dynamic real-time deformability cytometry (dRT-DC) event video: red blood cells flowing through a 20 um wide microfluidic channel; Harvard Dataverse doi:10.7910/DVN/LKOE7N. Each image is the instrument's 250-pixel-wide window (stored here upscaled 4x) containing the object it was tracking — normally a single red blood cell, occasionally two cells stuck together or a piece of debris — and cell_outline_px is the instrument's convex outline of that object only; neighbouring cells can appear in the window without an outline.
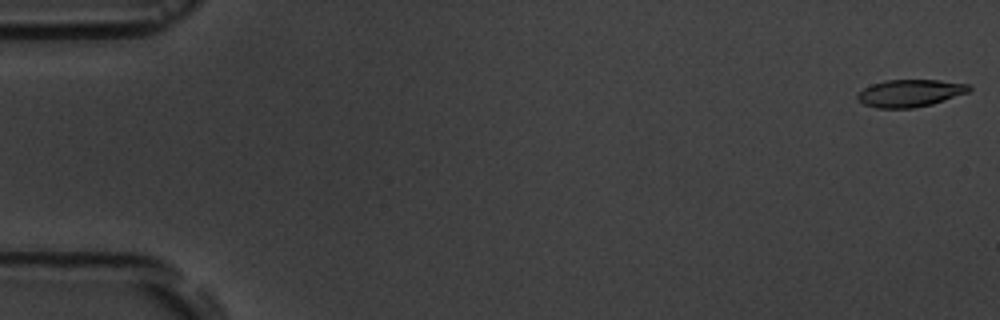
{"species": "common noctule bat (a hibernating species)", "species_latin": "Nyctalus noctula", "temperature_condition": "room temperature", "stored_images_in_passage": 6, "camera_frame_rate_fps": 3000, "um_per_image_px": 0.085, "animal": {"sex": "male", "body_mass_g": 19.5, "forearm_length_mm": 54.6}, "frame": {"image": 1, "passage_image": 1, "time_ms": 0.0, "image_size_px": [1000, 320], "cell_outline_px": [[972, 88], [968, 92], [932, 104], [912, 108], [876, 108], [864, 104], [856, 96], [864, 88], [872, 84], [884, 80], [940, 80], [968, 84]], "centroid_in_image_um": [77.35, 7.91], "position_along_channel_um": 7.6, "area_um2": 17.63}}
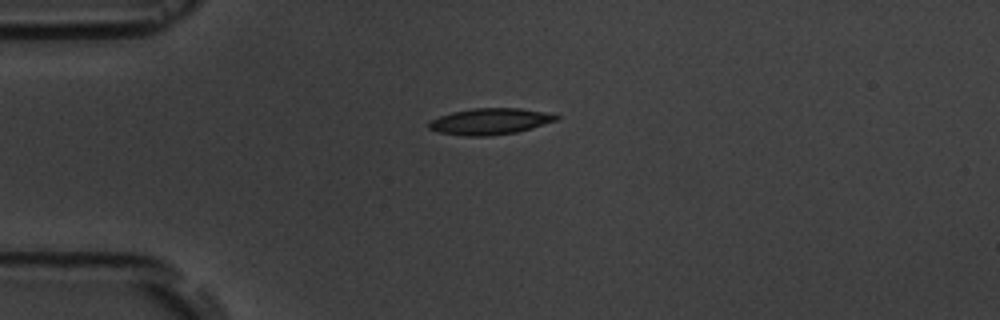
{"frame": {"image": 2, "passage_image": 5, "time_ms": 4.333, "image_size_px": [1000, 320], "cell_outline_px": [[560, 116], [556, 120], [532, 128], [516, 132], [492, 136], [464, 136], [436, 132], [428, 128], [428, 124], [432, 120], [440, 116], [452, 112], [472, 108], [520, 108], [544, 112]], "centroid_in_image_um": [41.62, 10.32], "position_along_channel_um": 43.4, "area_um2": 19.48}}